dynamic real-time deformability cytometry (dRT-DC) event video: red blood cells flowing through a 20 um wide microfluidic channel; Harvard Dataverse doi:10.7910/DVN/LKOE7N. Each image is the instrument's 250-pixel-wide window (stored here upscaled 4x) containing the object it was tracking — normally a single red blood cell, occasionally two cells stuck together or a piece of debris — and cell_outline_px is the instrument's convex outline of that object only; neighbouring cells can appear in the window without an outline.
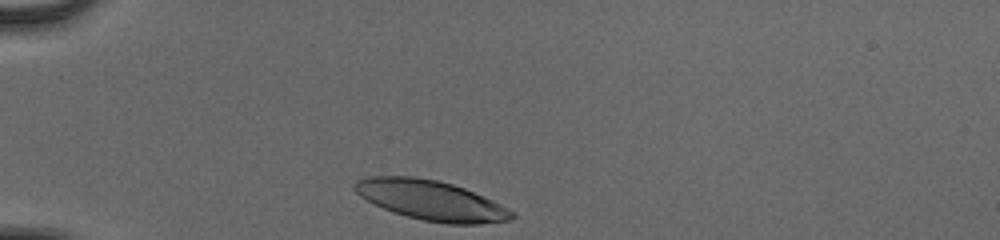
{"species": "human", "species_latin": "Homo sapiens", "temperature_condition": "cold", "stored_images_in_passage": 31, "camera_frame_rate_fps": 3000, "um_per_image_px": 0.085, "donor": {"sex": "male"}, "frame": {"image": 1, "passage_image": 1, "time_ms": 0.0, "image_size_px": [1000, 240], "cell_outline_px": [[516, 216], [512, 220], [480, 224], [448, 224], [424, 220], [392, 212], [360, 196], [352, 188], [352, 184], [356, 180], [368, 176], [412, 176], [436, 180], [452, 184], [464, 188], [492, 200], [516, 212]], "centroid_in_image_um": [36.65, 17.02], "position_along_channel_um": 48.3, "area_um2": 36.47}}
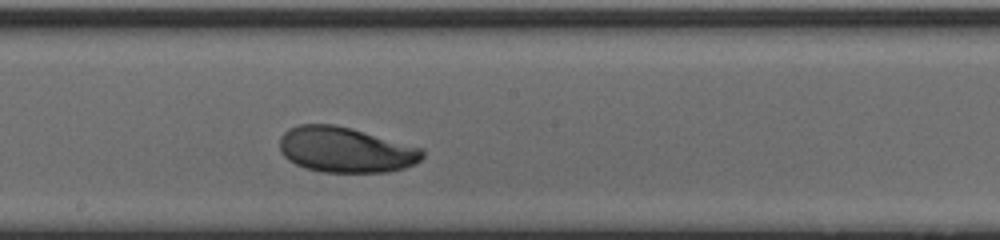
{"frame": {"image": 2, "passage_image": 17, "time_ms": 5.333, "image_size_px": [1000, 240], "cell_outline_px": [[424, 156], [420, 160], [404, 168], [388, 172], [324, 172], [304, 168], [288, 160], [280, 152], [280, 136], [288, 128], [300, 124], [332, 124], [352, 128], [424, 148]], "centroid_in_image_um": [29.37, 12.73], "position_along_channel_um": 218.8, "area_um2": 38.03}}
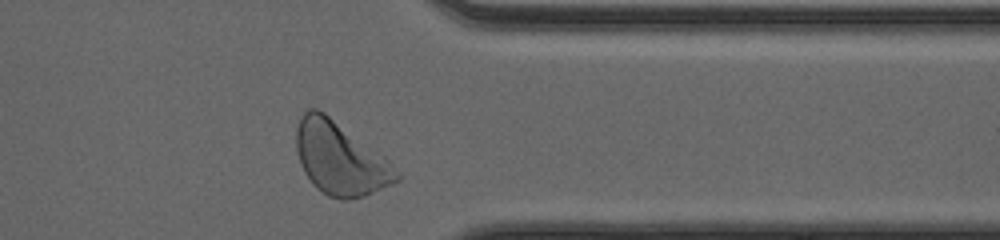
{"frame": {"image": 3, "passage_image": 30, "time_ms": 9.667, "image_size_px": [1000, 240], "cell_outline_px": [[400, 180], [392, 184], [364, 196], [344, 200], [340, 200], [328, 196], [316, 188], [312, 184], [304, 172], [300, 164], [296, 148], [296, 128], [300, 116], [308, 108], [316, 108], [324, 112], [384, 156], [388, 160], [400, 176]], "centroid_in_image_um": [28.88, 13.48], "position_along_channel_um": 382.5, "area_um2": 42.37}, "authors_computed_cell_mechanics": {"area_um2": 37.9168, "velocity_mm_per_s": 3.8402, "shape_relaxation_time_tau1_ms": 2.0214, "shape_relaxation_time_tau2_ms": null, "deformation_change_tau1": 0.1289, "deformation_change_tau2": null}}